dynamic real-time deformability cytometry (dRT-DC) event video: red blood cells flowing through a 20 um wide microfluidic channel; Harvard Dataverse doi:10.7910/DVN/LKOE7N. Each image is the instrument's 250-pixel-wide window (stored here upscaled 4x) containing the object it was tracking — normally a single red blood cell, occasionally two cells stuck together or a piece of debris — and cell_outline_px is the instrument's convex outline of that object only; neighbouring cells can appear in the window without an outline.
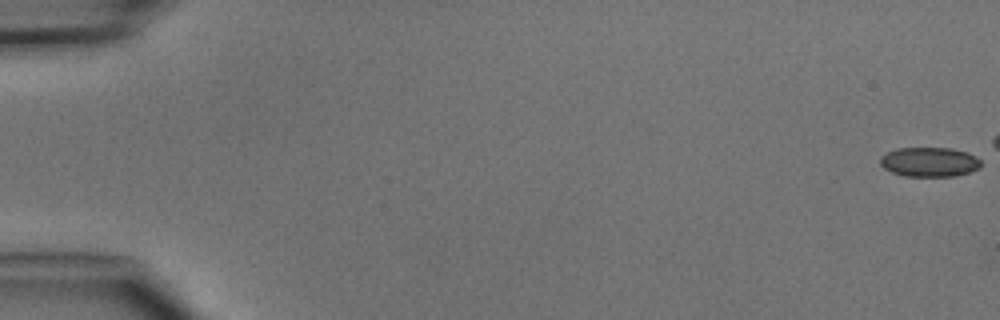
{"species": "common noctule bat (a hibernating species)", "species_latin": "Nyctalus noctula", "temperature_condition": "cold", "stored_images_in_passage": 6, "camera_frame_rate_fps": 3000, "um_per_image_px": 0.085, "animal": {"sex": "male", "body_mass_g": 15.6}, "frame": {"image": 1, "passage_image": 1, "time_ms": 0.0, "image_size_px": [1000, 320], "cell_outline_px": [[980, 168], [956, 176], [904, 176], [892, 172], [884, 168], [880, 164], [880, 156], [896, 148], [952, 148], [968, 152], [976, 156], [980, 160]], "centroid_in_image_um": [79.0, 13.76], "position_along_channel_um": 6.0, "area_um2": 17.4}}